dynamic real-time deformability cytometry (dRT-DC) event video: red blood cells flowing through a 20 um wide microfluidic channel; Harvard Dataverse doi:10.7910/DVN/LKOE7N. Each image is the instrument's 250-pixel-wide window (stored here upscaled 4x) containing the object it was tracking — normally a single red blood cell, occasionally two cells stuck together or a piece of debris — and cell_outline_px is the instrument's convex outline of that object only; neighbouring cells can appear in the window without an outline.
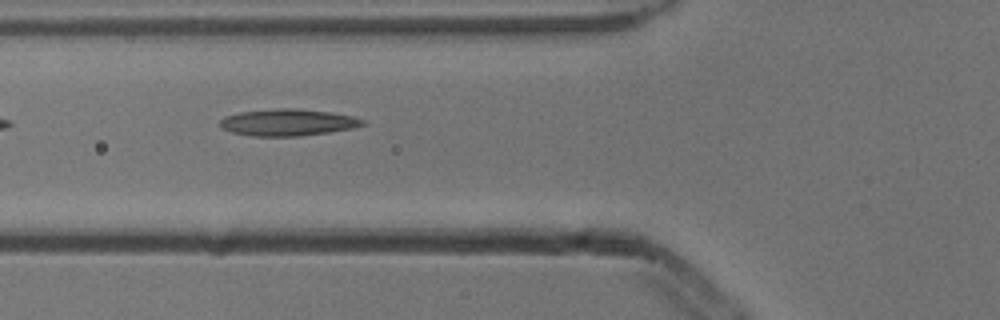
{"species": "common noctule bat (a hibernating species)", "species_latin": "Nyctalus noctula", "temperature_condition": "cold", "stored_images_in_passage": 7, "camera_frame_rate_fps": 3000, "um_per_image_px": 0.085, "animal": {"sex": "male", "body_mass_g": 13.3}, "frame": {"image": 1, "passage_image": 5, "time_ms": 1.333, "image_size_px": [1000, 320], "cell_outline_px": [[368, 124], [352, 128], [328, 132], [300, 136], [252, 136], [232, 132], [224, 128], [220, 124], [220, 120], [224, 116], [240, 112], [276, 108], [296, 108], [328, 112], [352, 116], [364, 120]], "centroid_in_image_um": [24.47, 10.4], "position_along_channel_um": 101.3, "area_um2": 22.14}}
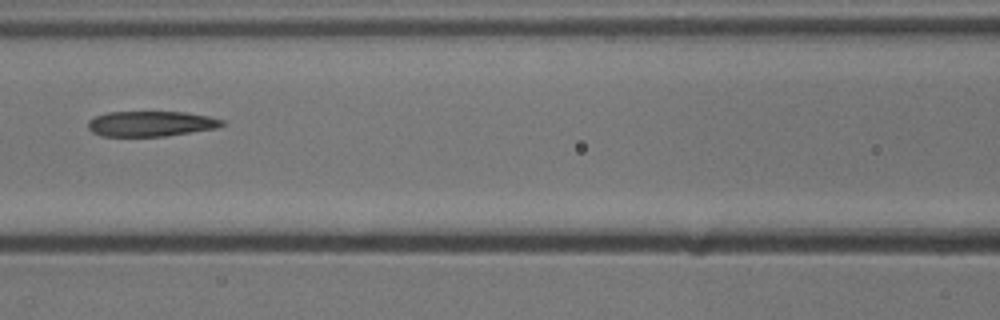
{"frame": {"image": 2, "passage_image": 6, "time_ms": 1.667, "image_size_px": [1000, 320], "cell_outline_px": [[228, 124], [216, 128], [164, 136], [100, 136], [92, 132], [88, 128], [88, 120], [96, 116], [108, 112], [188, 112], [208, 116], [224, 120]], "centroid_in_image_um": [12.84, 10.51], "position_along_channel_um": 153.8, "area_um2": 19.83}}
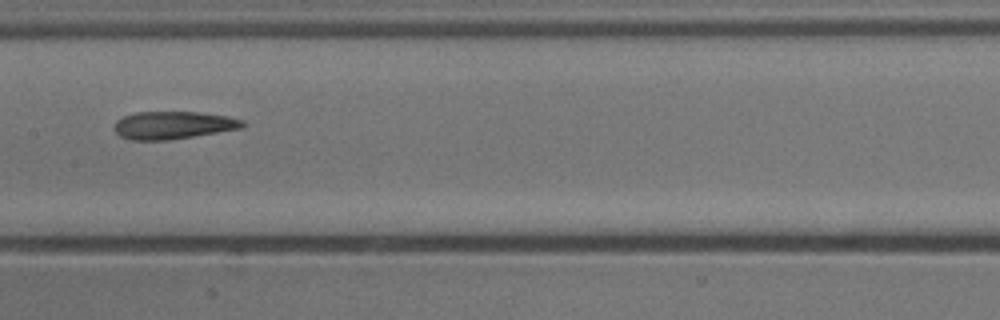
{"frame": {"image": 3, "passage_image": 7, "time_ms": 2.0, "image_size_px": [1000, 320], "cell_outline_px": [[248, 124], [244, 128], [168, 140], [132, 140], [120, 136], [112, 128], [116, 120], [124, 116], [136, 112], [200, 112], [228, 116], [244, 120]], "centroid_in_image_um": [14.75, 10.63], "position_along_channel_um": 192.7, "area_um2": 20.92}}